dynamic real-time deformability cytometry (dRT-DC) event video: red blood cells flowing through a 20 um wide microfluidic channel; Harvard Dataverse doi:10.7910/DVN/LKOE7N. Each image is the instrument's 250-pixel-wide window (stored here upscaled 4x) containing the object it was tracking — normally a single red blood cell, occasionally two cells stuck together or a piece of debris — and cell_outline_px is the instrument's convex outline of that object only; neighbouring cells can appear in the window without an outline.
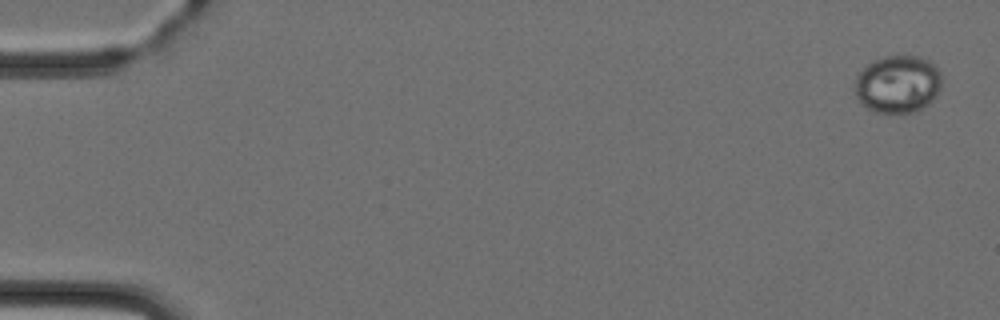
{"species": "Egyptian fruit bat (a non-hibernating species)", "species_latin": "Rousettus aegyptiacus", "temperature_condition": "cold", "stored_images_in_passage": 5, "camera_frame_rate_fps": 3000, "um_per_image_px": 0.085, "animal": {"sex": "female"}, "frame": {"image": 1, "passage_image": 1, "time_ms": 0.0, "image_size_px": [1000, 320], "cell_outline_px": [[940, 88], [936, 96], [924, 108], [916, 112], [876, 112], [860, 104], [856, 96], [856, 76], [872, 60], [884, 56], [920, 56], [936, 64], [940, 72]], "centroid_in_image_um": [76.33, 7.14], "position_along_channel_um": 8.7, "area_um2": 29.25}}